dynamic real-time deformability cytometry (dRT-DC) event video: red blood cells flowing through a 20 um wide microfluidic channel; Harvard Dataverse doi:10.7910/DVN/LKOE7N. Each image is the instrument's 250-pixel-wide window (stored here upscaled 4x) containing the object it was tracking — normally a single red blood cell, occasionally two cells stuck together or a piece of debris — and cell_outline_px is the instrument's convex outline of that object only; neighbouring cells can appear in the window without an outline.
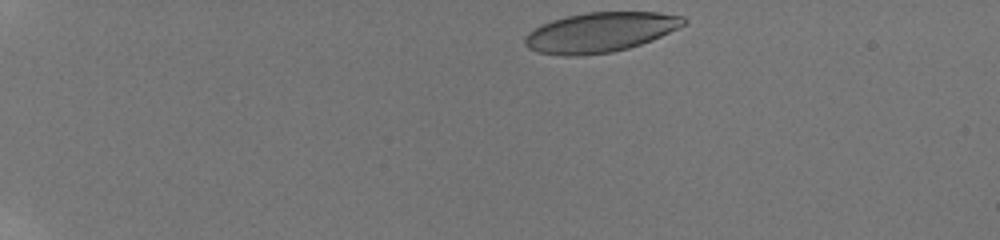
{"species": "human", "species_latin": "Homo sapiens", "temperature_condition": "room temperature", "stored_images_in_passage": 6, "camera_frame_rate_fps": 3000, "um_per_image_px": 0.085, "donor": {"sex": "male"}, "frame": {"image": 1, "passage_image": 1, "time_ms": 0.0, "image_size_px": [1000, 240], "cell_outline_px": [[688, 20], [684, 24], [652, 40], [628, 48], [612, 52], [576, 56], [564, 56], [536, 52], [528, 48], [524, 44], [524, 36], [528, 32], [552, 20], [568, 16], [588, 12], [660, 12], [684, 16]], "centroid_in_image_um": [51.0, 2.75], "position_along_channel_um": 34.0, "area_um2": 36.7}}
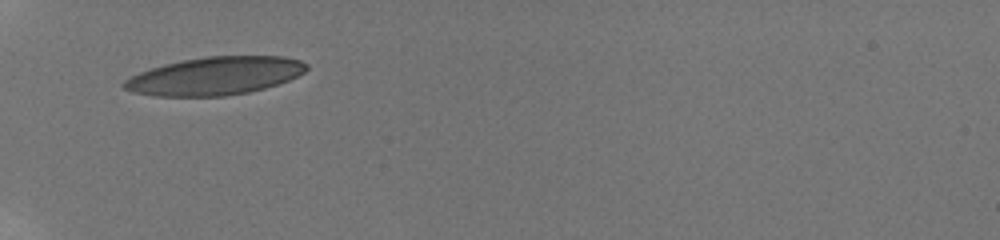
{"frame": {"image": 2, "passage_image": 5, "time_ms": 1.333, "image_size_px": [1000, 240], "cell_outline_px": [[308, 68], [304, 72], [288, 80], [264, 88], [248, 92], [224, 96], [156, 96], [132, 92], [124, 88], [120, 84], [124, 80], [140, 72], [164, 64], [184, 60], [208, 56], [284, 56], [300, 60], [308, 64]], "centroid_in_image_um": [18.27, 6.45], "position_along_channel_um": 66.7, "area_um2": 40.23}}